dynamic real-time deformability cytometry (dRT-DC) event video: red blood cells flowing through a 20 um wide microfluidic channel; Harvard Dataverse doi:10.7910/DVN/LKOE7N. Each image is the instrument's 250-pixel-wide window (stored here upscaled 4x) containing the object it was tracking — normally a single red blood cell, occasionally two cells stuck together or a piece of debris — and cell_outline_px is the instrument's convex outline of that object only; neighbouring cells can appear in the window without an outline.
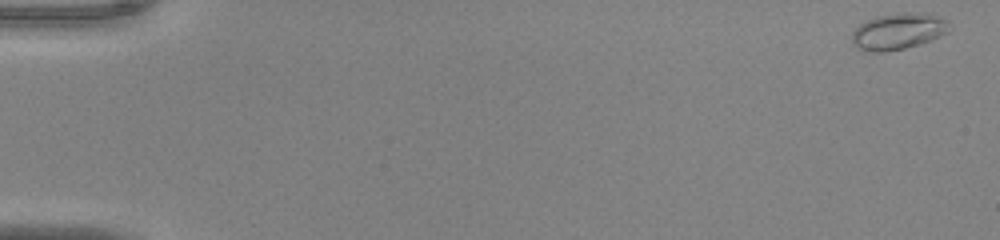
{"species": "common noctule bat (a hibernating species)", "species_latin": "Nyctalus noctula", "temperature_condition": "warm", "stored_images_in_passage": 52, "camera_frame_rate_fps": 3000, "um_per_image_px": 0.085, "animal": {"sex": "male", "body_mass_g": 20.0, "forearm_length_mm": 53.3}, "frame": {"image": 1, "passage_image": 1, "time_ms": 0.0, "image_size_px": [1000, 240], "cell_outline_px": [[948, 32], [940, 36], [920, 44], [904, 48], [884, 52], [864, 52], [856, 48], [852, 44], [852, 32], [860, 24], [876, 16], [904, 12], [928, 12], [944, 20]], "centroid_in_image_um": [76.28, 2.67], "position_along_channel_um": 8.7, "area_um2": 20.58}}
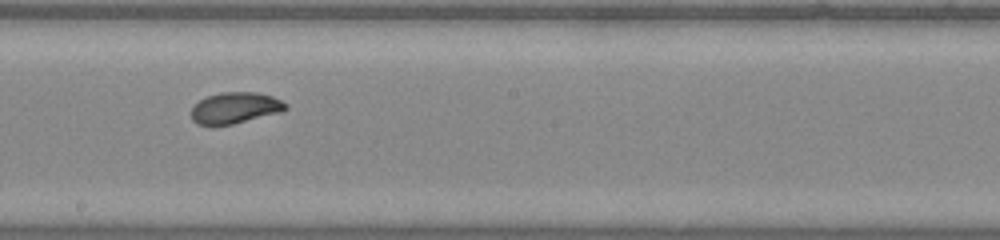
{"frame": {"image": 2, "passage_image": 30, "time_ms": 9.667, "image_size_px": [1000, 240], "cell_outline_px": [[288, 108], [280, 112], [232, 124], [196, 124], [192, 120], [192, 108], [200, 100], [208, 96], [220, 92], [256, 92], [272, 96], [288, 104]], "centroid_in_image_um": [20.0, 9.15], "position_along_channel_um": 228.2, "area_um2": 16.88}}
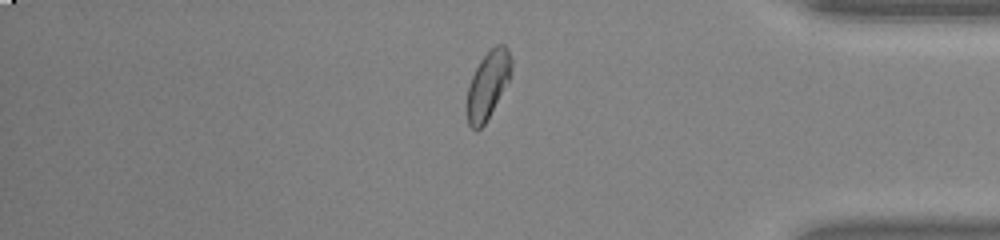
{"frame": {"image": 3, "passage_image": 44, "time_ms": 14.333, "image_size_px": [1000, 240], "cell_outline_px": [[512, 64], [508, 80], [484, 124], [476, 132], [468, 124], [468, 88], [472, 76], [480, 60], [496, 44], [504, 44], [508, 48], [512, 60]], "centroid_in_image_um": [41.47, 7.18], "position_along_channel_um": 393.7, "area_um2": 16.82}, "authors_computed_cell_mechanics": {"area_um2": 17.7446, "velocity_mm_per_s": 4.0093, "shape_relaxation_time_tau1_ms": 2.532, "shape_relaxation_time_tau2_ms": 1.1711, "deformation_change_tau1": 0.1353, "deformation_change_tau2": 0.0566}}